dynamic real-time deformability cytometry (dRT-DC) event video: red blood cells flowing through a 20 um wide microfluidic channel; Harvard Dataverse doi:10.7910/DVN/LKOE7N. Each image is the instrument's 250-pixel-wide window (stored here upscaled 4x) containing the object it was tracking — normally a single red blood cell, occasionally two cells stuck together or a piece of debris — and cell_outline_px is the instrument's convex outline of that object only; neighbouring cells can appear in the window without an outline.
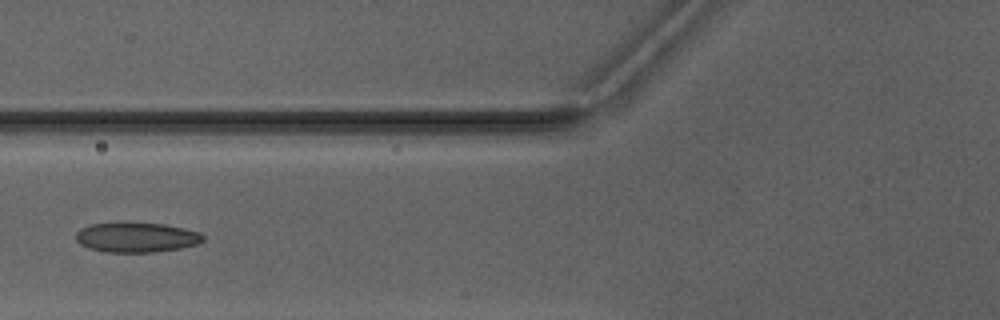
{"species": "Egyptian fruit bat (a non-hibernating species)", "species_latin": "Rousettus aegyptiacus", "temperature_condition": "warm", "stored_images_in_passage": 6, "camera_frame_rate_fps": 3000, "um_per_image_px": 0.085, "animal": {"sex": "male"}, "frame": {"image": 1, "passage_image": 5, "time_ms": 5.0, "image_size_px": [1000, 320], "cell_outline_px": [[204, 240], [196, 244], [180, 248], [156, 252], [104, 252], [88, 248], [80, 244], [76, 240], [76, 232], [80, 228], [92, 224], [116, 220], [124, 220], [164, 224], [184, 228], [200, 232], [204, 236]], "centroid_in_image_um": [11.55, 20.13], "position_along_channel_um": 114.2, "area_um2": 22.95}}
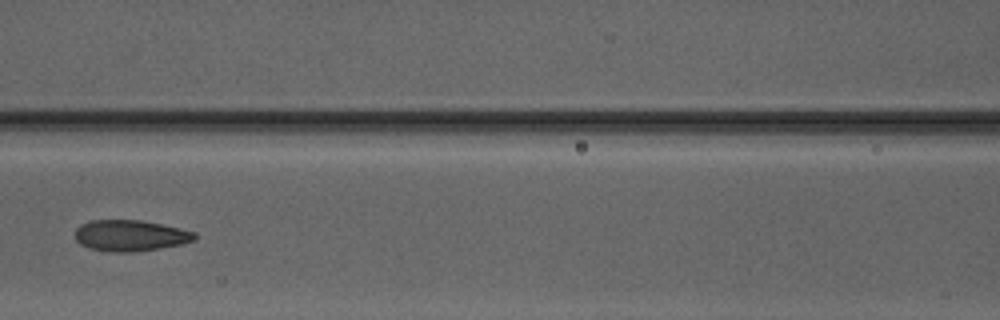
{"frame": {"image": 2, "passage_image": 6, "time_ms": 6.0, "image_size_px": [1000, 320], "cell_outline_px": [[196, 240], [184, 244], [160, 248], [132, 252], [108, 252], [88, 248], [80, 244], [76, 240], [76, 228], [80, 224], [88, 220], [140, 220], [164, 224], [196, 232]], "centroid_in_image_um": [11.09, 20.02], "position_along_channel_um": 155.5, "area_um2": 22.02}}